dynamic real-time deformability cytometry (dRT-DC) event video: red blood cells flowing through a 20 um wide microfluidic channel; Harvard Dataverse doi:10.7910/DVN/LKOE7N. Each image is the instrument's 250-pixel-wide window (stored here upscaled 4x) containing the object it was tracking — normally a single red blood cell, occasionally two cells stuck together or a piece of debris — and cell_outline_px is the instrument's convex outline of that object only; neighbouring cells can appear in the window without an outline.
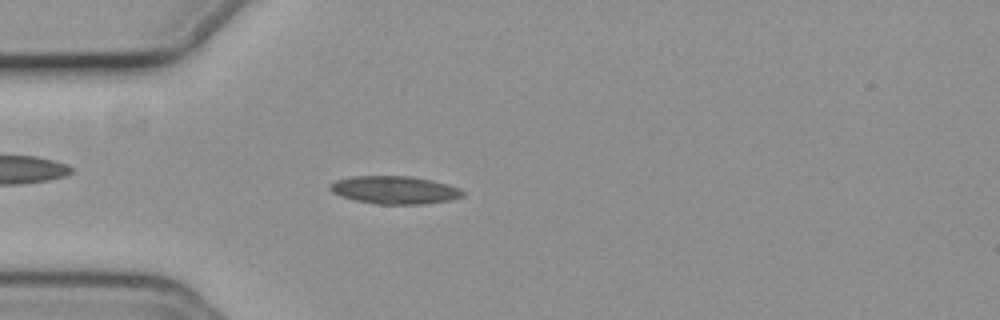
{"species": "common noctule bat (a hibernating species)", "species_latin": "Nyctalus noctula", "temperature_condition": "cold", "stored_images_in_passage": 54, "camera_frame_rate_fps": 3000, "um_per_image_px": 0.085, "animal": {"sex": "female", "body_mass_g": 19.3, "forearm_length_mm": 54.1}, "frame": {"image": 1, "passage_image": 14, "time_ms": 4.333, "image_size_px": [1000, 320], "cell_outline_px": [[464, 196], [452, 200], [424, 204], [380, 204], [356, 200], [340, 196], [332, 192], [328, 188], [328, 184], [336, 180], [352, 176], [408, 176], [432, 180], [448, 184], [460, 188], [464, 192]], "centroid_in_image_um": [33.55, 16.14], "position_along_channel_um": 51.5, "area_um2": 21.68}}
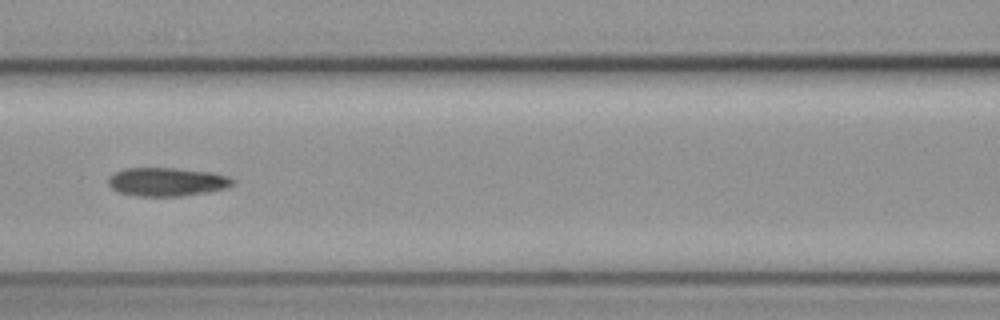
{"frame": {"image": 2, "passage_image": 23, "time_ms": 7.333, "image_size_px": [1000, 320], "cell_outline_px": [[236, 184], [228, 188], [208, 192], [180, 196], [136, 196], [116, 192], [108, 184], [108, 176], [124, 168], [176, 168], [212, 172], [228, 176], [236, 180]], "centroid_in_image_um": [14.21, 15.46], "position_along_channel_um": 152.4, "area_um2": 21.04}}
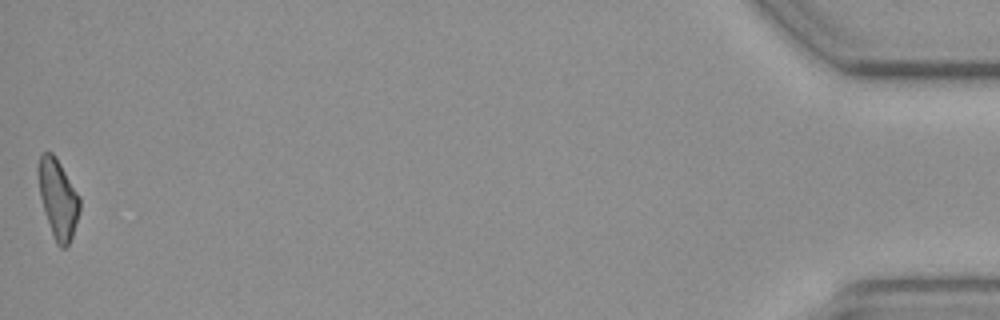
{"frame": {"image": 3, "passage_image": 54, "time_ms": 17.667, "image_size_px": [1000, 320], "cell_outline_px": [[80, 208], [72, 236], [68, 244], [64, 248], [60, 248], [56, 244], [40, 196], [36, 168], [40, 156], [44, 152], [52, 152], [56, 156], [80, 196]], "centroid_in_image_um": [4.92, 16.83], "position_along_channel_um": 430.3, "area_um2": 18.96}, "authors_computed_cell_mechanics": {"area_um2": 20.2878, "velocity_mm_per_s": 3.7154, "shape_relaxation_time_tau1_ms": null, "shape_relaxation_time_tau2_ms": 5.4975, "deformation_change_tau1": null, "deformation_change_tau2": 0.1526}}